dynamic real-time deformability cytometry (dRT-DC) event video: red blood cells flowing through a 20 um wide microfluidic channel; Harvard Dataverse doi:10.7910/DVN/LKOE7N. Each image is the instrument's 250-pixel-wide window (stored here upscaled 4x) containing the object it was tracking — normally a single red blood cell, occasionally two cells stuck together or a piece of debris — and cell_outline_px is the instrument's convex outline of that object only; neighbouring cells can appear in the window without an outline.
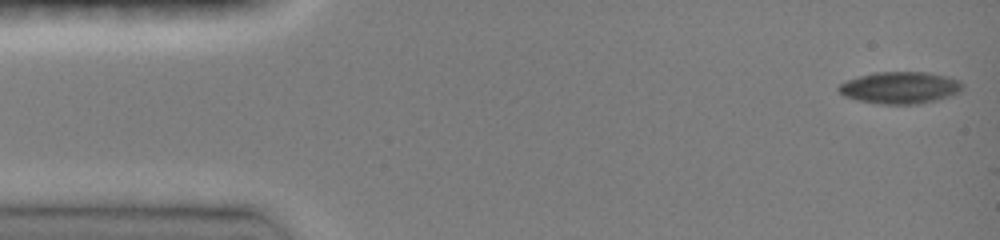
{"species": "common noctule bat (a hibernating species)", "species_latin": "Nyctalus noctula", "temperature_condition": "room temperature", "stored_images_in_passage": 5, "camera_frame_rate_fps": 3000, "um_per_image_px": 0.085, "animal": {"sex": "female", "body_mass_g": 19.0, "forearm_length_mm": 51.5}, "frame": {"image": 1, "passage_image": 1, "time_ms": 0.0, "image_size_px": [1000, 240], "cell_outline_px": [[964, 88], [960, 92], [936, 100], [920, 104], [880, 104], [860, 100], [844, 96], [836, 88], [840, 84], [848, 80], [872, 72], [928, 72], [960, 80], [964, 84]], "centroid_in_image_um": [76.53, 7.45], "position_along_channel_um": 8.5, "area_um2": 23.0}}